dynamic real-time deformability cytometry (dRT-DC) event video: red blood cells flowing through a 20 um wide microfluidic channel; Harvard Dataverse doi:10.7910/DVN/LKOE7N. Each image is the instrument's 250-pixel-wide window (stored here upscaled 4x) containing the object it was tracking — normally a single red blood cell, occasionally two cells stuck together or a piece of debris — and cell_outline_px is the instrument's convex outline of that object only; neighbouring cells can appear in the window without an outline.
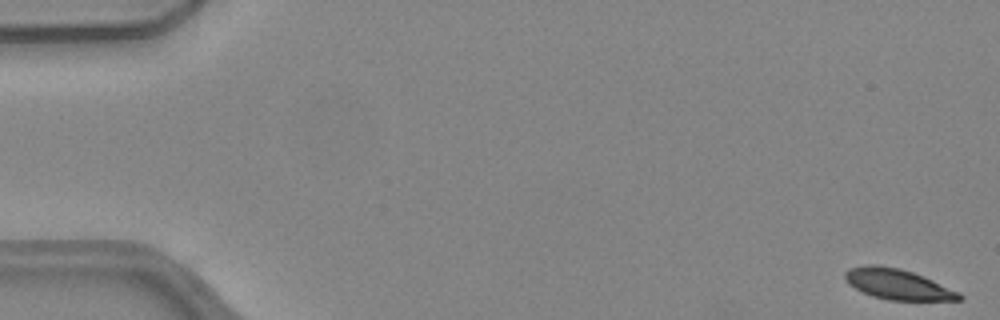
{"species": "common noctule bat (a hibernating species)", "species_latin": "Nyctalus noctula", "temperature_condition": "warm", "stored_images_in_passage": 3, "camera_frame_rate_fps": 3000, "um_per_image_px": 0.085, "animal": {"sex": "female", "body_mass_g": 24.6, "forearm_length_mm": 56.2}, "frame": {"image": 1, "passage_image": 1, "time_ms": 0.0, "image_size_px": [1000, 320], "cell_outline_px": [[964, 300], [888, 300], [872, 296], [848, 284], [844, 276], [844, 272], [848, 268], [864, 264], [876, 264], [900, 268], [924, 276], [960, 292], [964, 296]], "centroid_in_image_um": [76.31, 24.15], "position_along_channel_um": 8.7, "area_um2": 20.46}}